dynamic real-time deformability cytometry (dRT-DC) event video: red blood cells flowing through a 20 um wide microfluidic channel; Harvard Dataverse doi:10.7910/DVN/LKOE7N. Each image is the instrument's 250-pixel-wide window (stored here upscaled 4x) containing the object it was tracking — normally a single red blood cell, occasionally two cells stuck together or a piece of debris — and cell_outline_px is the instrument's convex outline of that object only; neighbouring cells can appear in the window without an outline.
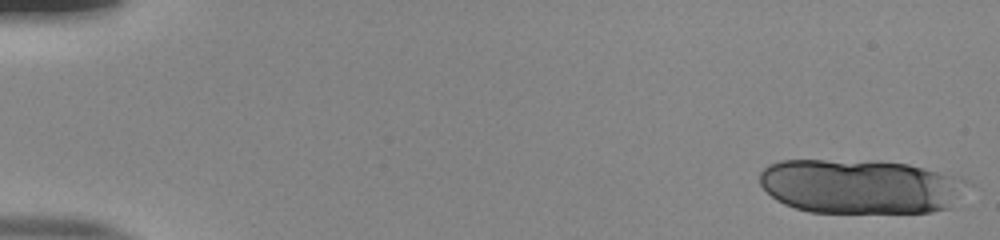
{"species": "human", "species_latin": "Homo sapiens", "temperature_condition": "room temperature", "stored_images_in_passage": 18, "camera_frame_rate_fps": 3000, "um_per_image_px": 0.085, "donor": {"sex": "male"}, "frame": {"image": 1, "passage_image": 1, "time_ms": 0.0, "image_size_px": [1000, 240], "cell_outline_px": [[972, 184], [952, 208], [932, 212], [808, 212], [784, 204], [776, 200], [760, 184], [760, 172], [768, 164], [780, 160], [880, 160], [908, 164], [924, 168], [968, 180]], "centroid_in_image_um": [73.17, 15.84], "position_along_channel_um": 11.8, "area_um2": 66.64}}